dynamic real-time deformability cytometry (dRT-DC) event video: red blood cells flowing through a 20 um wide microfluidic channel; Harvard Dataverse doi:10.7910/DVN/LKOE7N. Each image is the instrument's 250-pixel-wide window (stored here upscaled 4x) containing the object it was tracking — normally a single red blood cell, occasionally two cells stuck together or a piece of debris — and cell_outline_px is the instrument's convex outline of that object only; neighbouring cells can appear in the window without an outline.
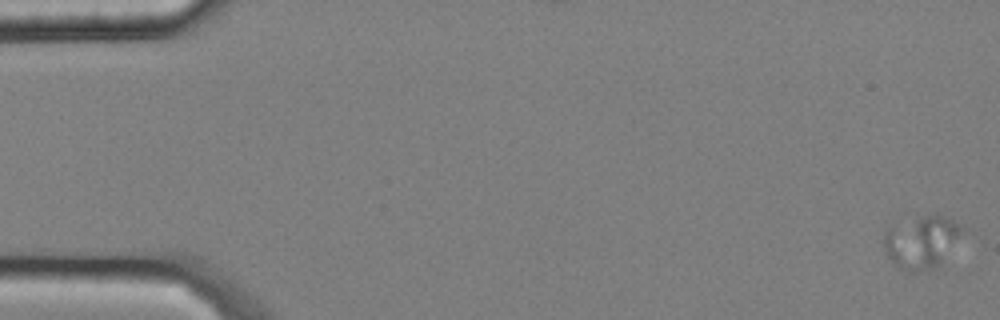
{"species": "common noctule bat (a hibernating species)", "species_latin": "Nyctalus noctula", "temperature_condition": "cold", "stored_images_in_passage": 53, "camera_frame_rate_fps": 3000, "um_per_image_px": 0.085, "animal": {"sex": "male", "body_mass_g": 20.4}, "frame": {"image": 1, "passage_image": 1, "time_ms": 0.0, "image_size_px": [1000, 320], "cell_outline_px": [[964, 232], [940, 268], [912, 272], [908, 272], [900, 268], [888, 256], [884, 248], [884, 232], [888, 228], [920, 216], [936, 212], [948, 216], [960, 224], [964, 228]], "centroid_in_image_um": [78.41, 20.55], "position_along_channel_um": 6.6, "area_um2": 24.57}}
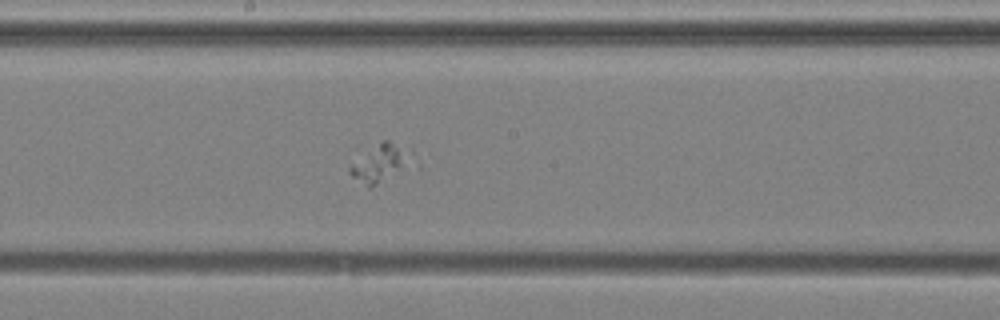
{"frame": {"image": 2, "passage_image": 30, "time_ms": 9.667, "image_size_px": [1000, 320], "cell_outline_px": [[420, 168], [368, 188], [352, 176], [348, 172], [348, 168], [352, 164], [384, 140], [388, 140], [412, 148], [420, 164]], "centroid_in_image_um": [32.66, 13.92], "position_along_channel_um": 215.5, "area_um2": 14.97}}
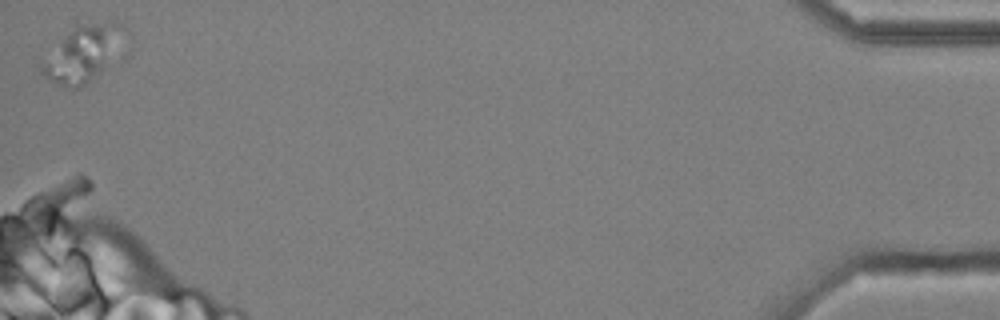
{"frame": {"image": 3, "passage_image": 53, "time_ms": 17.333, "image_size_px": [1000, 320], "cell_outline_px": [[132, 32], [104, 64], [84, 84], [76, 88], [72, 88], [56, 84], [44, 76], [40, 72], [40, 68], [60, 44], [76, 28], [116, 24]], "centroid_in_image_um": [7.07, 4.62], "position_along_channel_um": 428.1, "area_um2": 23.93}}